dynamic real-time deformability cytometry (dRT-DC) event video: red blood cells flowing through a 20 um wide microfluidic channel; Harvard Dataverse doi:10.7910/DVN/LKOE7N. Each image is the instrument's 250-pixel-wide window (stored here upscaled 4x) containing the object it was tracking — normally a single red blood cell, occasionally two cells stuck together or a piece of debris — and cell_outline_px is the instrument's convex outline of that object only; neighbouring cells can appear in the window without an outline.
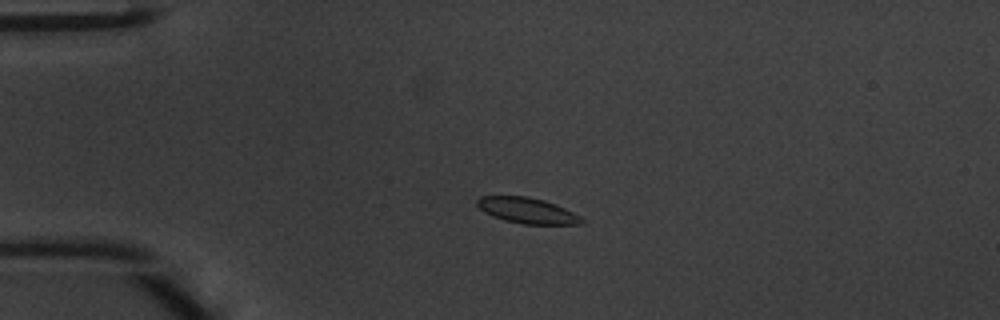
{"species": "common noctule bat (a hibernating species)", "species_latin": "Nyctalus noctula", "temperature_condition": "warm", "stored_images_in_passage": 47, "camera_frame_rate_fps": 3000, "um_per_image_px": 0.085, "animal": {"sex": "male", "body_mass_g": 20.1, "forearm_length_mm": 53.5}, "frame": {"image": 1, "passage_image": 10, "time_ms": 3.0, "image_size_px": [1000, 320], "cell_outline_px": [[584, 224], [524, 224], [504, 220], [492, 216], [484, 212], [476, 204], [476, 200], [480, 196], [528, 196], [544, 200], [564, 208], [580, 216], [584, 220]], "centroid_in_image_um": [44.79, 17.89], "position_along_channel_um": 40.2, "area_um2": 15.61}}
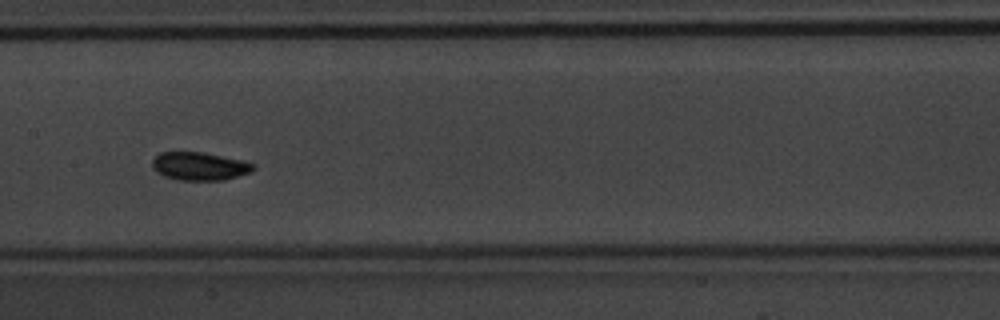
{"frame": {"image": 2, "passage_image": 23, "time_ms": 7.333, "image_size_px": [1000, 320], "cell_outline_px": [[256, 168], [252, 172], [224, 180], [176, 180], [164, 176], [156, 172], [152, 168], [152, 160], [160, 152], [204, 152], [240, 160], [256, 164]], "centroid_in_image_um": [16.96, 14.13], "position_along_channel_um": 190.4, "area_um2": 16.7}}
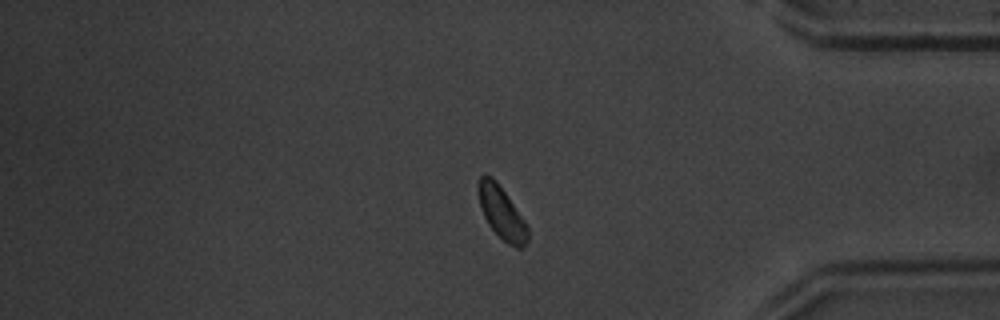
{"frame": {"image": 3, "passage_image": 39, "time_ms": 12.667, "image_size_px": [1000, 320], "cell_outline_px": [[528, 240], [520, 248], [516, 248], [508, 244], [488, 224], [484, 216], [480, 204], [476, 188], [476, 184], [480, 176], [484, 172], [492, 176], [496, 180], [524, 220], [528, 228]], "centroid_in_image_um": [42.6, 18.02], "position_along_channel_um": 392.6, "area_um2": 15.03}, "authors_computed_cell_mechanics": {"area_um2": 15.5482, "velocity_mm_per_s": 4.1979, "shape_relaxation_time_tau1_ms": 4.3906, "shape_relaxation_time_tau2_ms": null, "deformation_change_tau1": 0.132, "deformation_change_tau2": null}}